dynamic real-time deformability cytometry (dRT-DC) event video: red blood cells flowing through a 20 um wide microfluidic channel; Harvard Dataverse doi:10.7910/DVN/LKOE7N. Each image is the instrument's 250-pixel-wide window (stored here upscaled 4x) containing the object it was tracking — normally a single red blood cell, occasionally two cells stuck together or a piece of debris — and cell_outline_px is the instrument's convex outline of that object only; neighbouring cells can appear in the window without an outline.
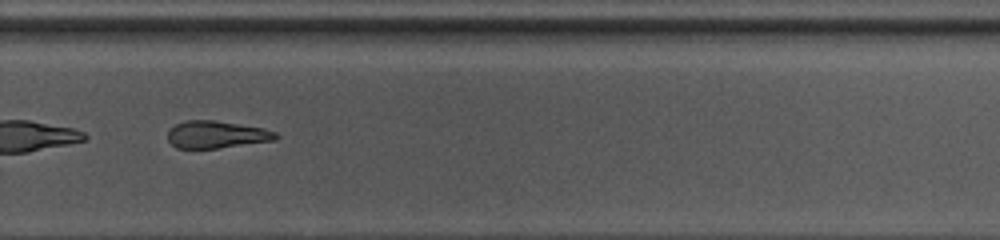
{"species": "common noctule bat (a hibernating species)", "species_latin": "Nyctalus noctula", "temperature_condition": "warm", "stored_images_in_passage": 46, "camera_frame_rate_fps": 3000, "um_per_image_px": 0.085, "animal": {"sex": "female", "body_mass_g": 10.0, "forearm_length_mm": 53.1}, "frame": {"image": 1, "passage_image": 33, "time_ms": 10.667, "image_size_px": [1000, 240], "cell_outline_px": [[280, 136], [276, 140], [216, 148], [176, 148], [168, 140], [168, 128], [176, 124], [188, 120], [212, 120], [264, 128], [276, 132]], "centroid_in_image_um": [18.4, 11.43], "position_along_channel_um": 311.4, "area_um2": 17.11}, "authors_computed_cell_mechanics": {"area_um2": 19.3341, "velocity_mm_per_s": 4.2577, "shape_relaxation_time_tau1_ms": 10.4053, "shape_relaxation_time_tau2_ms": null, "deformation_change_tau1": 0.2865, "deformation_change_tau2": null}}